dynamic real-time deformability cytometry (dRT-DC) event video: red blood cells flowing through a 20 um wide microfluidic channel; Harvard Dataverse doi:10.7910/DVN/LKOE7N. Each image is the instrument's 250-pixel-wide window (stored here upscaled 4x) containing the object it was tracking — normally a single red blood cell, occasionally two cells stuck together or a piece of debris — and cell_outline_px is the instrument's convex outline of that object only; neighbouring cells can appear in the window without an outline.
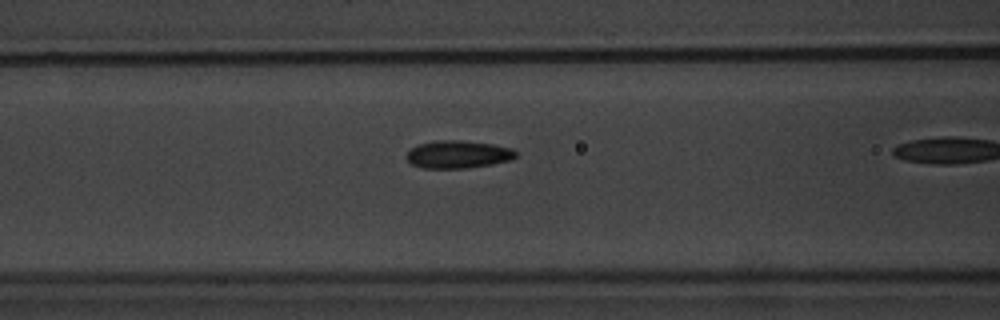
{"species": "common noctule bat (a hibernating species)", "species_latin": "Nyctalus noctula", "temperature_condition": "warm", "stored_images_in_passage": 11, "camera_frame_rate_fps": 3000, "um_per_image_px": 0.085, "animal": {"sex": "male", "body_mass_g": 20.1, "forearm_length_mm": 53.5}, "frame": {"image": 1, "passage_image": 10, "time_ms": 3.0, "image_size_px": [1000, 320], "cell_outline_px": [[516, 156], [512, 160], [492, 164], [468, 168], [424, 168], [412, 164], [404, 156], [412, 148], [420, 144], [436, 140], [460, 140], [492, 144], [512, 148], [516, 152]], "centroid_in_image_um": [38.94, 13.12], "position_along_channel_um": 127.7, "area_um2": 17.63}}